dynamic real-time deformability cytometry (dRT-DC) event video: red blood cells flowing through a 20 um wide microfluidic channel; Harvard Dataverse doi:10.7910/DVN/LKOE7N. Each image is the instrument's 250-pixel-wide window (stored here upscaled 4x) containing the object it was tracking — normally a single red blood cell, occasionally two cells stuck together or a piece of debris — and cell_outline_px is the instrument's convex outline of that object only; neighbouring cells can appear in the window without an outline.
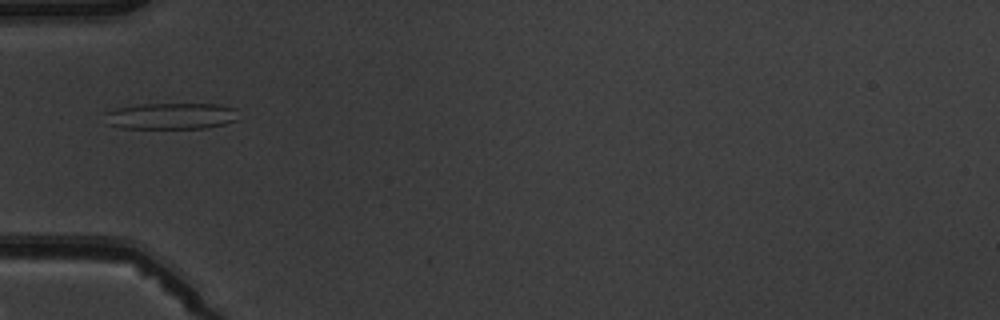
{"species": "common noctule bat (a hibernating species)", "species_latin": "Nyctalus noctula", "temperature_condition": "warm", "stored_images_in_passage": 6, "camera_frame_rate_fps": 3000, "um_per_image_px": 0.085, "animal": {"sex": "male", "body_mass_g": 19.5, "forearm_length_mm": 54.6}, "frame": {"image": 1, "passage_image": 5, "time_ms": 4.667, "image_size_px": [1000, 320], "cell_outline_px": [[236, 120], [224, 124], [204, 128], [120, 128], [108, 124], [104, 112], [116, 108], [140, 104], [220, 104], [236, 108]], "centroid_in_image_um": [14.52, 9.86], "position_along_channel_um": 70.5, "area_um2": 20.52}}
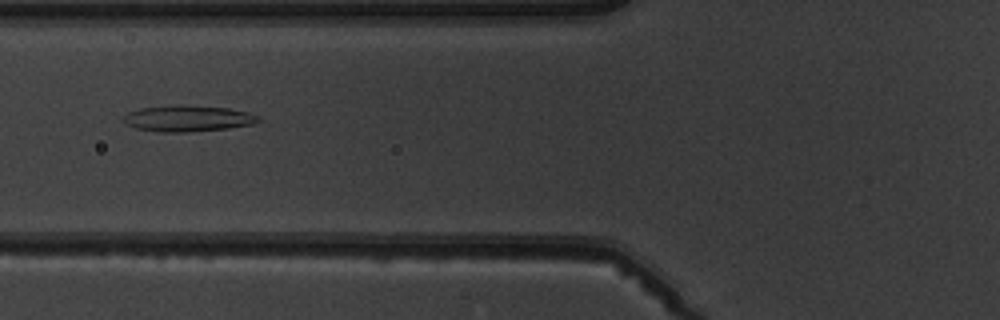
{"frame": {"image": 2, "passage_image": 6, "time_ms": 5.667, "image_size_px": [1000, 320], "cell_outline_px": [[260, 120], [252, 124], [228, 128], [188, 132], [160, 132], [136, 128], [124, 124], [120, 120], [128, 112], [140, 108], [176, 104], [184, 104], [228, 108], [248, 112], [256, 116]], "centroid_in_image_um": [15.89, 10.06], "position_along_channel_um": 109.9, "area_um2": 20.75}}